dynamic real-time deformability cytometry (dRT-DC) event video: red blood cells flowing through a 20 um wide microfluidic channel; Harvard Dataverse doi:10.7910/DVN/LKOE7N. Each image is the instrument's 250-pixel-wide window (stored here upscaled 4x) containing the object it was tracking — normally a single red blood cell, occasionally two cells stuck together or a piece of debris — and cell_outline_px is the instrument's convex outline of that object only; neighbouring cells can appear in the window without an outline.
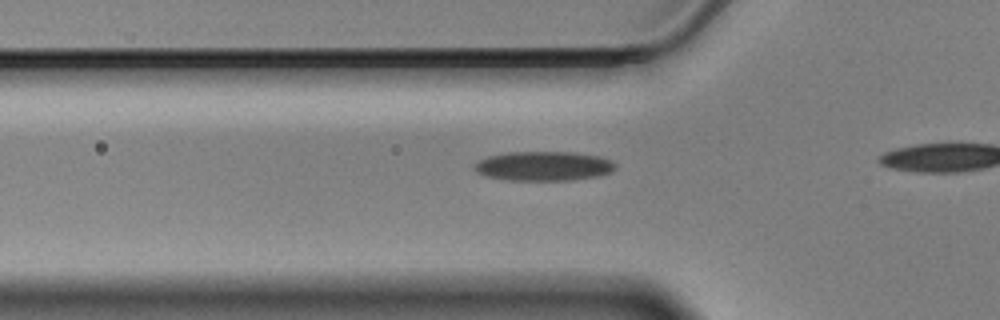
{"species": "Egyptian fruit bat (a non-hibernating species)", "species_latin": "Rousettus aegyptiacus", "temperature_condition": "cold", "stored_images_in_passage": 14, "camera_frame_rate_fps": 3000, "um_per_image_px": 0.085, "animal": {"sex": "male"}, "frame": {"image": 1, "passage_image": 5, "time_ms": 1.333, "image_size_px": [1000, 320], "cell_outline_px": [[616, 168], [612, 172], [600, 176], [572, 180], [504, 180], [484, 176], [476, 172], [476, 164], [480, 160], [488, 156], [508, 152], [572, 152], [600, 156], [612, 160], [616, 164]], "centroid_in_image_um": [46.26, 14.12], "position_along_channel_um": 79.5, "area_um2": 24.33}}
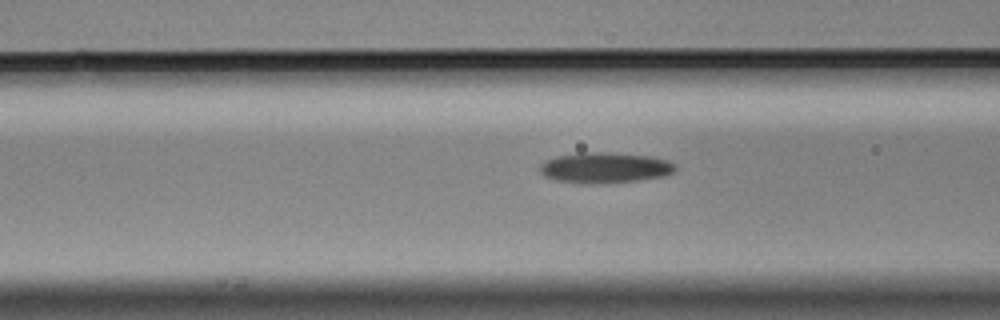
{"frame": {"image": 2, "passage_image": 8, "time_ms": 2.333, "image_size_px": [1000, 320], "cell_outline_px": [[676, 168], [672, 172], [664, 176], [636, 180], [584, 184], [556, 180], [544, 176], [540, 172], [540, 164], [544, 160], [556, 156], [580, 152], [608, 152], [652, 156], [668, 160], [676, 164]], "centroid_in_image_um": [51.39, 14.23], "position_along_channel_um": 115.2, "area_um2": 24.22}}
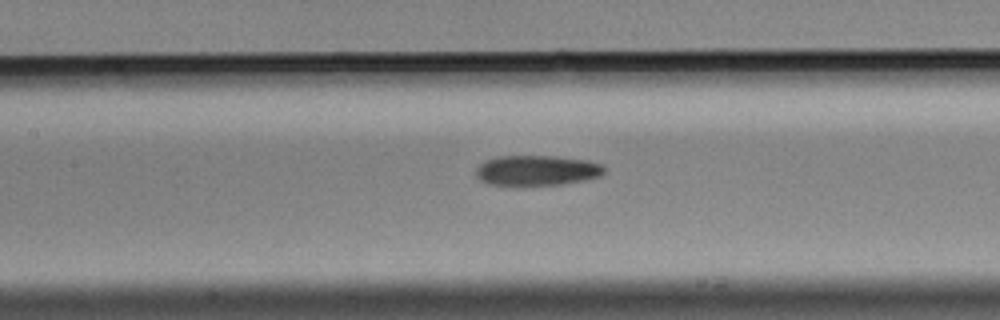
{"frame": {"image": 3, "passage_image": 12, "time_ms": 3.667, "image_size_px": [1000, 320], "cell_outline_px": [[604, 172], [600, 176], [584, 180], [564, 184], [520, 188], [512, 188], [488, 184], [480, 180], [476, 176], [476, 168], [480, 164], [488, 160], [500, 156], [556, 156], [588, 160], [600, 164], [604, 168]], "centroid_in_image_um": [45.58, 14.54], "position_along_channel_um": 161.8, "area_um2": 23.47}}